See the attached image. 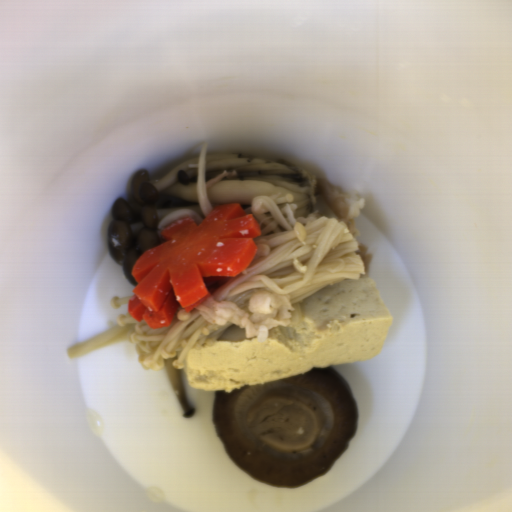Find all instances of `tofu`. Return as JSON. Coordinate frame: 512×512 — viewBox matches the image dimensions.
<instances>
[{"label": "tofu", "mask_w": 512, "mask_h": 512, "mask_svg": "<svg viewBox=\"0 0 512 512\" xmlns=\"http://www.w3.org/2000/svg\"><path fill=\"white\" fill-rule=\"evenodd\" d=\"M290 304L288 325L271 328L266 342L233 323L212 345L189 349L181 364L190 387L229 393L374 358L393 323L375 279L363 276Z\"/></svg>", "instance_id": "5b9d583a"}]
</instances>
